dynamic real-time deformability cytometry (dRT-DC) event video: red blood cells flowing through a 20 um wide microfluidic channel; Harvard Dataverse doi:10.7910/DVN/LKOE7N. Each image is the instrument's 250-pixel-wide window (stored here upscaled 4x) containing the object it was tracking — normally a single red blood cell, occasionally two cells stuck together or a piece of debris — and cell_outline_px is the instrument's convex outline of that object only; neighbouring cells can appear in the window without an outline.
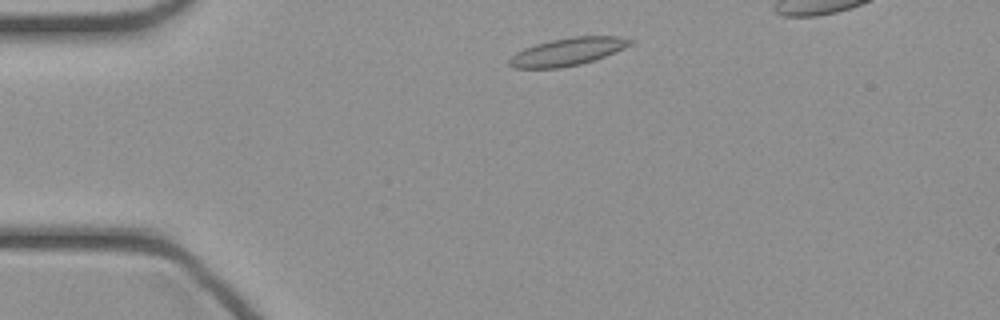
{"species": "common noctule bat (a hibernating species)", "species_latin": "Nyctalus noctula", "temperature_condition": "cold", "stored_images_in_passage": 35, "camera_frame_rate_fps": 3000, "um_per_image_px": 0.085, "animal": {"sex": "female", "body_mass_g": 21.9}, "frame": {"image": 1, "passage_image": 3, "time_ms": 0.667, "image_size_px": [1000, 320], "cell_outline_px": [[636, 40], [632, 44], [624, 48], [604, 56], [580, 64], [560, 68], [512, 68], [508, 64], [508, 60], [516, 52], [524, 48], [536, 44], [552, 40], [572, 36], [620, 36]], "centroid_in_image_um": [48.25, 4.39], "position_along_channel_um": 36.8, "area_um2": 19.48}}
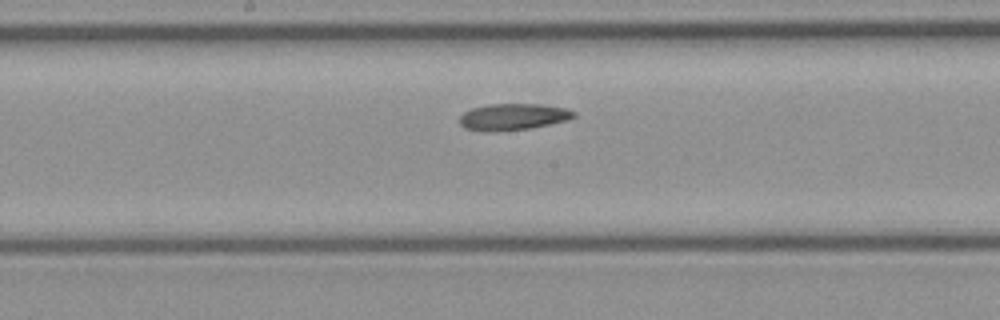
{"frame": {"image": 2, "passage_image": 17, "time_ms": 5.333, "image_size_px": [1000, 320], "cell_outline_px": [[576, 116], [568, 120], [528, 128], [496, 132], [484, 132], [464, 128], [460, 124], [460, 116], [464, 112], [472, 108], [488, 104], [540, 104], [568, 108], [576, 112]], "centroid_in_image_um": [43.6, 9.93], "position_along_channel_um": 204.6, "area_um2": 17.8}}
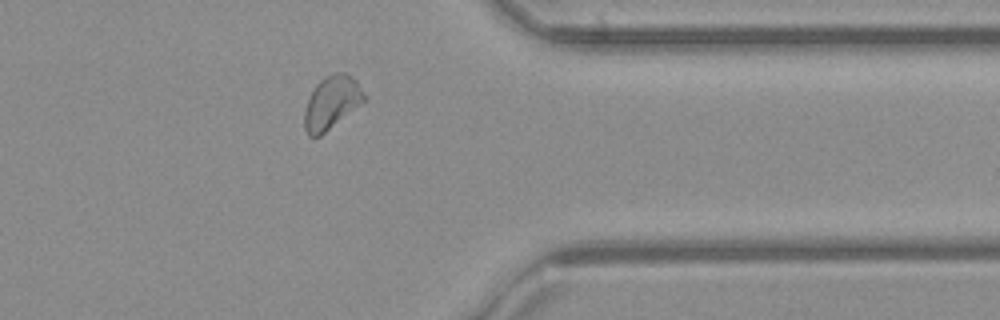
{"frame": {"image": 3, "passage_image": 30, "time_ms": 9.667, "image_size_px": [1000, 320], "cell_outline_px": [[364, 100], [360, 104], [320, 136], [308, 136], [304, 128], [304, 112], [308, 100], [316, 84], [324, 76], [336, 72], [344, 72], [356, 80], [364, 92]], "centroid_in_image_um": [28.16, 8.7], "position_along_channel_um": 383.2, "area_um2": 18.09}}